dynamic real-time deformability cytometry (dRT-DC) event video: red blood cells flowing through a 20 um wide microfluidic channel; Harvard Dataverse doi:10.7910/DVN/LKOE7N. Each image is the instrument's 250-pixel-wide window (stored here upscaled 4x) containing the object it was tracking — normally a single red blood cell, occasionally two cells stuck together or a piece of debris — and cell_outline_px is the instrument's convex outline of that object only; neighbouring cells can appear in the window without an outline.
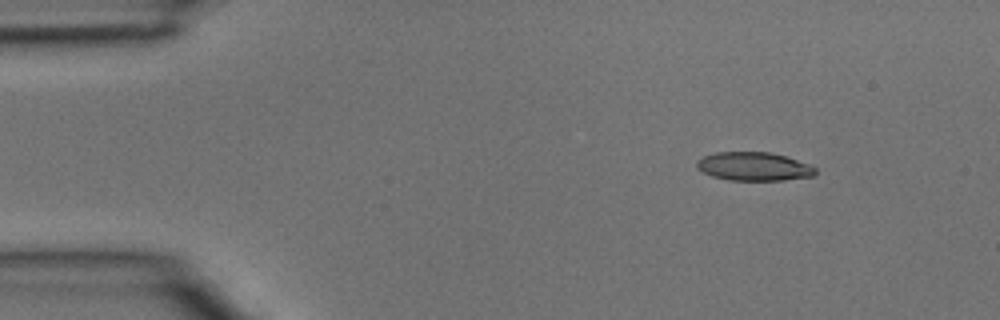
{"species": "common noctule bat (a hibernating species)", "species_latin": "Nyctalus noctula", "temperature_condition": "room temperature", "stored_images_in_passage": 3, "camera_frame_rate_fps": 3000, "um_per_image_px": 0.085, "animal": {"sex": "male", "body_mass_g": 15.6}, "frame": {"image": 1, "passage_image": 1, "time_ms": 0.0, "image_size_px": [1000, 320], "cell_outline_px": [[816, 172], [812, 176], [784, 180], [728, 180], [712, 176], [696, 168], [696, 160], [704, 156], [716, 152], [772, 152], [808, 164], [816, 168]], "centroid_in_image_um": [64.04, 14.15], "position_along_channel_um": 21.0, "area_um2": 19.65}}